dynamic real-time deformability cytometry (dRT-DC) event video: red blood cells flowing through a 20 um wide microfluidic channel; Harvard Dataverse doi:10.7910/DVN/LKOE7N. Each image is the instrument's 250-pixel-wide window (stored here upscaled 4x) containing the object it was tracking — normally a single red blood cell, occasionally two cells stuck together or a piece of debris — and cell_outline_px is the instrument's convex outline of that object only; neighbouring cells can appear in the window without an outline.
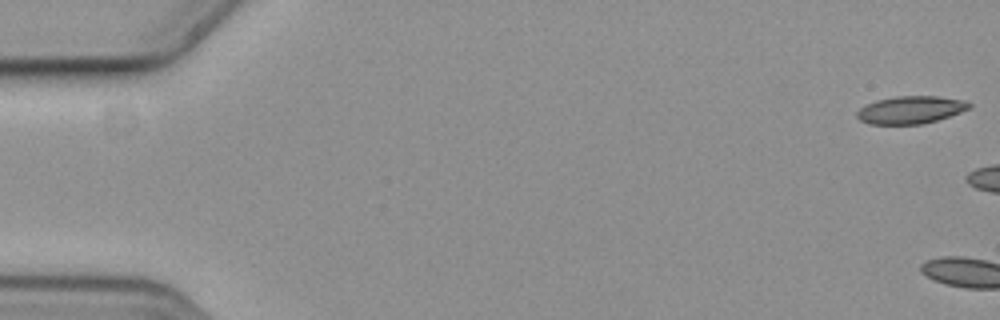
{"species": "common noctule bat (a hibernating species)", "species_latin": "Nyctalus noctula", "temperature_condition": "cold", "stored_images_in_passage": 4, "camera_frame_rate_fps": 3000, "um_per_image_px": 0.085, "animal": {"sex": "female", "body_mass_g": 19.3, "forearm_length_mm": 54.1}, "frame": {"image": 1, "passage_image": 1, "time_ms": 0.0, "image_size_px": [1000, 320], "cell_outline_px": [[972, 108], [936, 120], [920, 124], [868, 124], [860, 120], [856, 116], [856, 112], [860, 108], [876, 100], [896, 96], [936, 96], [968, 100], [972, 104]], "centroid_in_image_um": [77.43, 9.33], "position_along_channel_um": 7.6, "area_um2": 18.09}}